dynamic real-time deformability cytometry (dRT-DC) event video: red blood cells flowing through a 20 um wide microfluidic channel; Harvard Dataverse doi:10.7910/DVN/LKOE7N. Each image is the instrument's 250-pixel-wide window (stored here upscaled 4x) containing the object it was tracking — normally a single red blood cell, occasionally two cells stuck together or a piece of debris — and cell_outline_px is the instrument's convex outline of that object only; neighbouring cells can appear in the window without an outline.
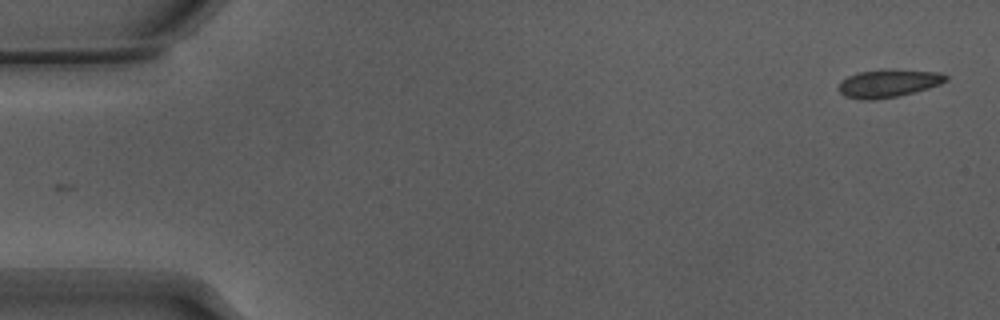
{"species": "Egyptian fruit bat (a non-hibernating species)", "species_latin": "Rousettus aegyptiacus", "temperature_condition": "warm", "stored_images_in_passage": 10, "camera_frame_rate_fps": 3000, "um_per_image_px": 0.085, "animal": {"sex": "male"}, "frame": {"image": 1, "passage_image": 1, "time_ms": 0.0, "image_size_px": [1000, 320], "cell_outline_px": [[948, 80], [940, 84], [928, 88], [900, 96], [876, 100], [860, 100], [844, 96], [836, 88], [840, 80], [848, 76], [860, 72], [940, 72], [948, 76]], "centroid_in_image_um": [75.44, 7.15], "position_along_channel_um": 9.6, "area_um2": 16.76}}